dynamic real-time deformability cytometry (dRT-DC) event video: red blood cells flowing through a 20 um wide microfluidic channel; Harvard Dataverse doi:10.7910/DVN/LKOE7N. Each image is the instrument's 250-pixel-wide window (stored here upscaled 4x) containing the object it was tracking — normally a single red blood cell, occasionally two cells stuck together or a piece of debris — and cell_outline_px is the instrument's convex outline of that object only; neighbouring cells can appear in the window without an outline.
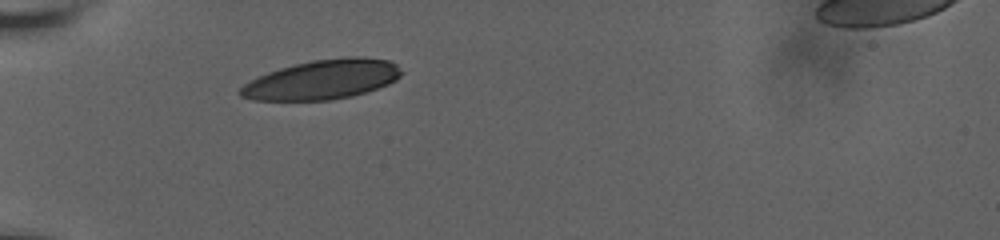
{"species": "human", "species_latin": "Homo sapiens", "temperature_condition": "room temperature", "stored_images_in_passage": 22, "camera_frame_rate_fps": 3000, "um_per_image_px": 0.085, "donor": {"sex": "male"}, "frame": {"image": 1, "passage_image": 1, "time_ms": 0.0, "image_size_px": [1000, 240], "cell_outline_px": [[404, 72], [396, 80], [388, 84], [352, 96], [332, 100], [252, 100], [240, 96], [236, 92], [244, 84], [268, 72], [280, 68], [312, 60], [344, 56], [364, 56], [388, 60], [396, 64]], "centroid_in_image_um": [27.41, 6.75], "position_along_channel_um": 57.6, "area_um2": 37.17}}
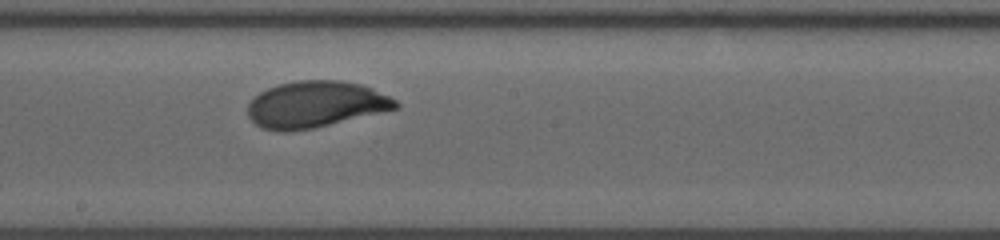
{"frame": {"image": 2, "passage_image": 13, "time_ms": 5.0, "image_size_px": [1000, 240], "cell_outline_px": [[400, 108], [312, 128], [288, 132], [276, 132], [260, 128], [248, 116], [248, 104], [260, 92], [276, 84], [300, 80], [340, 80], [360, 84], [372, 88], [396, 100], [400, 104]], "centroid_in_image_um": [26.81, 8.88], "position_along_channel_um": 221.4, "area_um2": 40.06}}
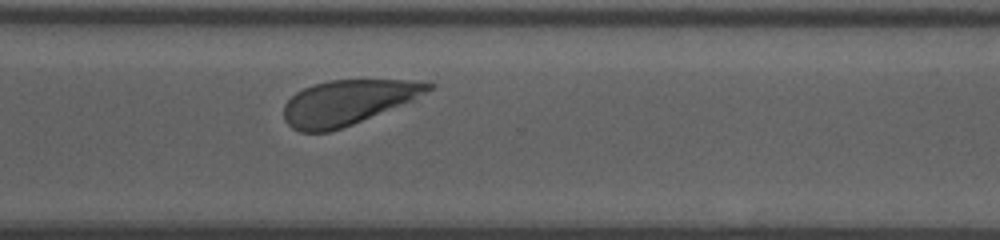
{"frame": {"image": 3, "passage_image": 22, "time_ms": 8.333, "image_size_px": [1000, 240], "cell_outline_px": [[436, 84], [432, 88], [408, 100], [352, 124], [328, 132], [300, 132], [292, 128], [284, 120], [284, 104], [296, 92], [312, 84], [328, 80], [404, 80]], "centroid_in_image_um": [29.42, 8.7], "position_along_channel_um": 341.2, "area_um2": 36.65}}